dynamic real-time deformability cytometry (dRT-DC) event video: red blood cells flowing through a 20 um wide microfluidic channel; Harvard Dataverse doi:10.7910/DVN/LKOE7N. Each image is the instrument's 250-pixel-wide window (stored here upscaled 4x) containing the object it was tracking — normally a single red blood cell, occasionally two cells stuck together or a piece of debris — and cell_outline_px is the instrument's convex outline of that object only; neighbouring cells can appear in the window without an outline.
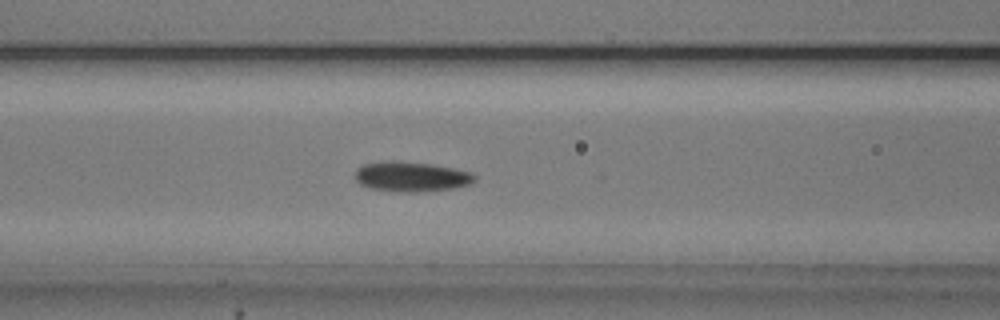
{"species": "common noctule bat (a hibernating species)", "species_latin": "Nyctalus noctula", "temperature_condition": "cold", "stored_images_in_passage": 54, "camera_frame_rate_fps": 3000, "um_per_image_px": 0.085, "animal": {"sex": "male", "body_mass_g": 20.5, "forearm_length_mm": 52.5}, "frame": {"image": 1, "passage_image": 22, "time_ms": 7.0, "image_size_px": [1000, 320], "cell_outline_px": [[476, 180], [468, 184], [452, 188], [424, 192], [400, 192], [368, 188], [360, 184], [356, 180], [356, 168], [364, 164], [388, 160], [396, 160], [436, 164], [468, 172], [476, 176]], "centroid_in_image_um": [34.92, 15.01], "position_along_channel_um": 131.7, "area_um2": 21.04}}
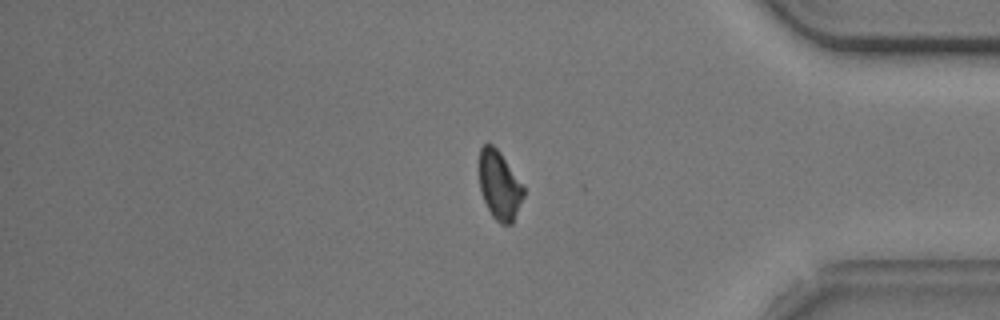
{"frame": {"image": 2, "passage_image": 45, "time_ms": 14.667, "image_size_px": [1000, 320], "cell_outline_px": [[524, 196], [512, 224], [500, 224], [492, 216], [484, 200], [480, 188], [480, 148], [484, 144], [492, 144], [500, 152], [524, 188]], "centroid_in_image_um": [42.45, 15.77], "position_along_channel_um": 392.7, "area_um2": 17.4}}
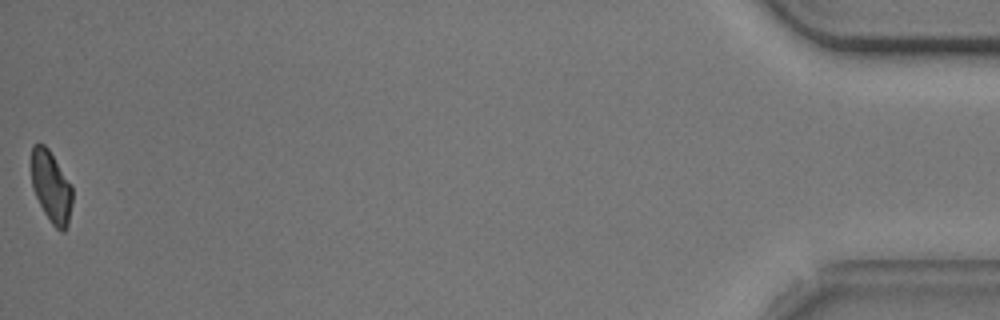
{"frame": {"image": 3, "passage_image": 54, "time_ms": 17.667, "image_size_px": [1000, 320], "cell_outline_px": [[72, 204], [68, 224], [64, 232], [60, 232], [52, 224], [44, 212], [32, 188], [32, 144], [44, 144], [48, 148], [72, 184]], "centroid_in_image_um": [4.37, 15.89], "position_along_channel_um": 430.8, "area_um2": 17.11}, "authors_computed_cell_mechanics": {"area_um2": 19.5364, "velocity_mm_per_s": 3.7255, "shape_relaxation_time_tau1_ms": 3.6433, "shape_relaxation_time_tau2_ms": null, "deformation_change_tau1": 0.0815, "deformation_change_tau2": null}}